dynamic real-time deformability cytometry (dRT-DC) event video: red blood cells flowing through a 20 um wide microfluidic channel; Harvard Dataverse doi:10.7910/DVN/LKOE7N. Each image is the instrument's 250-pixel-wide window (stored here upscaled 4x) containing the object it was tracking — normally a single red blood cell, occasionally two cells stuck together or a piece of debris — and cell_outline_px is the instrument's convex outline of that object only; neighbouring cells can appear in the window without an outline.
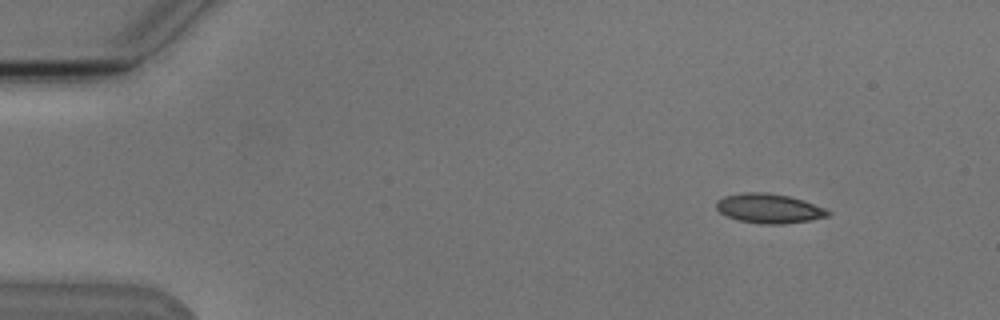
{"species": "Egyptian fruit bat (a non-hibernating species)", "species_latin": "Rousettus aegyptiacus", "temperature_condition": "cold", "stored_images_in_passage": 6, "camera_frame_rate_fps": 3000, "um_per_image_px": 0.085, "animal": {"sex": "male"}, "frame": {"image": 1, "passage_image": 2, "time_ms": 1.333, "image_size_px": [1000, 320], "cell_outline_px": [[832, 212], [828, 216], [812, 220], [784, 224], [760, 224], [740, 220], [728, 216], [720, 212], [716, 208], [716, 200], [724, 196], [744, 192], [764, 192], [788, 196], [804, 200], [824, 208]], "centroid_in_image_um": [65.37, 17.72], "position_along_channel_um": 19.6, "area_um2": 19.19}}